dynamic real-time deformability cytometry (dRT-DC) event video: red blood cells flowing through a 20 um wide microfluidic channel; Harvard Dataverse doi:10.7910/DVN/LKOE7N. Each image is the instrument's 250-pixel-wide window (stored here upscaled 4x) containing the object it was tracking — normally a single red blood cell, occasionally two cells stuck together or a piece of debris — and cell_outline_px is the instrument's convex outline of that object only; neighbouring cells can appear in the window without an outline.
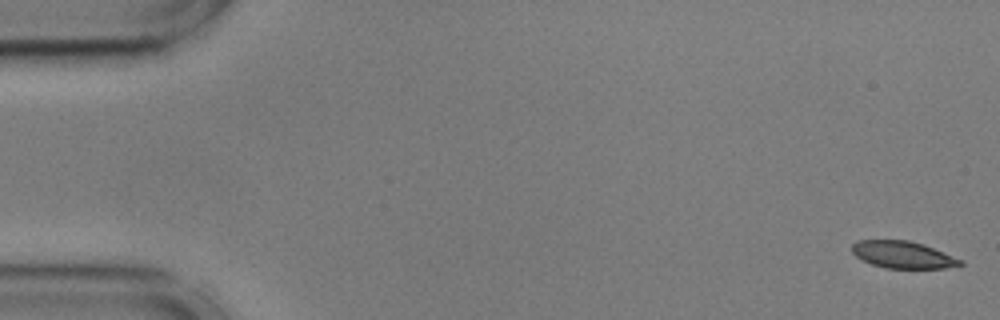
{"species": "common noctule bat (a hibernating species)", "species_latin": "Nyctalus noctula", "temperature_condition": "cold", "stored_images_in_passage": 55, "camera_frame_rate_fps": 3000, "um_per_image_px": 0.085, "animal": {"sex": "male", "body_mass_g": 17.9, "forearm_length_mm": 54.2}, "frame": {"image": 1, "passage_image": 1, "time_ms": 0.0, "image_size_px": [1000, 320], "cell_outline_px": [[964, 264], [944, 268], [884, 268], [872, 264], [856, 256], [852, 252], [852, 244], [856, 240], [908, 240], [924, 244], [964, 260]], "centroid_in_image_um": [76.76, 21.64], "position_along_channel_um": 8.2, "area_um2": 17.11}}
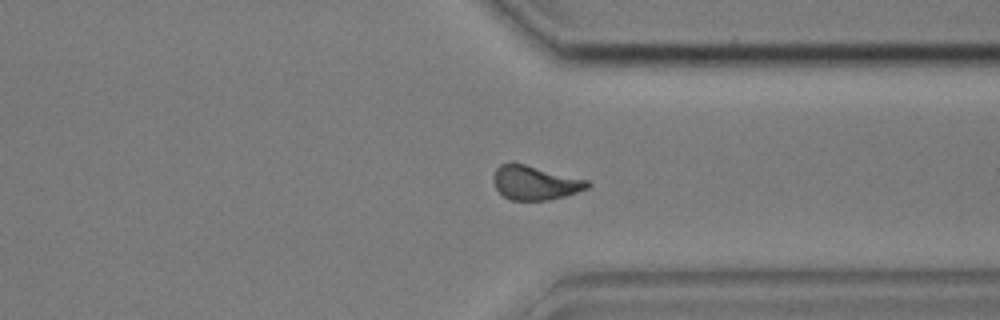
{"frame": {"image": 2, "passage_image": 42, "time_ms": 13.667, "image_size_px": [1000, 320], "cell_outline_px": [[592, 184], [588, 188], [564, 196], [548, 200], [508, 200], [496, 188], [492, 176], [496, 168], [500, 164], [512, 160], [588, 180]], "centroid_in_image_um": [45.45, 15.5], "position_along_channel_um": 366.0, "area_um2": 19.02}}
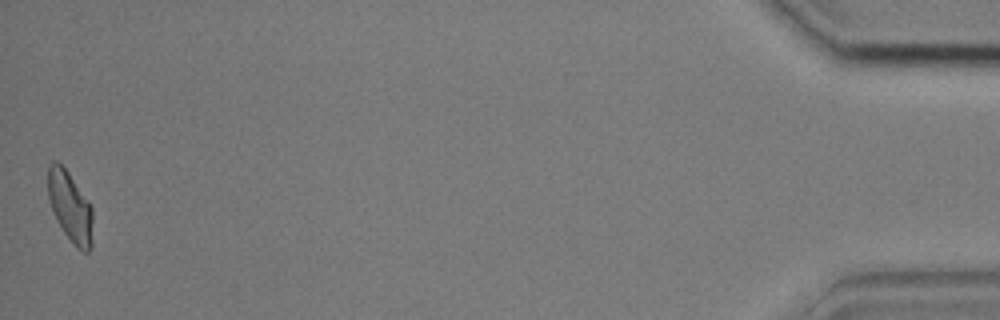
{"frame": {"image": 3, "passage_image": 55, "time_ms": 18.0, "image_size_px": [1000, 320], "cell_outline_px": [[92, 248], [88, 252], [84, 252], [76, 248], [72, 244], [64, 232], [52, 208], [48, 196], [48, 168], [52, 160], [56, 160], [68, 172], [92, 208]], "centroid_in_image_um": [5.97, 17.61], "position_along_channel_um": 429.2, "area_um2": 18.03}, "authors_computed_cell_mechanics": {"area_um2": 18.785, "velocity_mm_per_s": 3.595, "shape_relaxation_time_tau1_ms": 3.1363, "shape_relaxation_time_tau2_ms": 2.035, "deformation_change_tau1": 0.1289, "deformation_change_tau2": 0.0858}}